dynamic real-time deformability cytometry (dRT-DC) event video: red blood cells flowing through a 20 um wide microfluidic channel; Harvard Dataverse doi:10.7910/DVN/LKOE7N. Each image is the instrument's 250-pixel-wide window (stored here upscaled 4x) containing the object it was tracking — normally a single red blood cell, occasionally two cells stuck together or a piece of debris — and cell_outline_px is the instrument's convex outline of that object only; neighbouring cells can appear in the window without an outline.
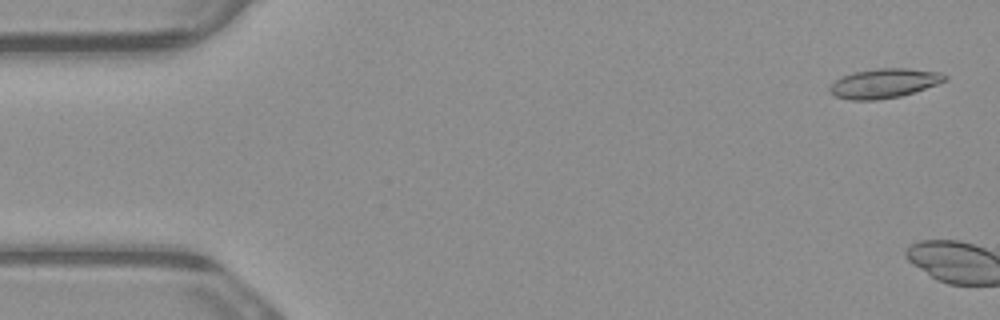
{"species": "common noctule bat (a hibernating species)", "species_latin": "Nyctalus noctula", "temperature_condition": "warm", "stored_images_in_passage": 2, "camera_frame_rate_fps": 3000, "um_per_image_px": 0.085, "animal": {"sex": "male", "body_mass_g": 23.1, "forearm_length_mm": 52.7}, "frame": {"image": 1, "passage_image": 1, "time_ms": 0.0, "image_size_px": [1000, 320], "cell_outline_px": [[948, 80], [900, 96], [876, 100], [852, 100], [836, 96], [828, 92], [828, 88], [836, 80], [844, 76], [856, 72], [880, 68], [908, 68], [940, 72], [948, 76]], "centroid_in_image_um": [75.16, 7.08], "position_along_channel_um": 9.8, "area_um2": 19.48}}